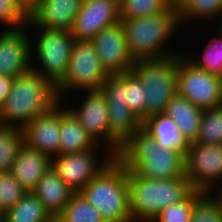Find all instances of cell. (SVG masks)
<instances>
[{"instance_id": "obj_3", "label": "cell", "mask_w": 222, "mask_h": 222, "mask_svg": "<svg viewBox=\"0 0 222 222\" xmlns=\"http://www.w3.org/2000/svg\"><path fill=\"white\" fill-rule=\"evenodd\" d=\"M120 22L130 55L135 61L160 59L179 53L166 46L181 26L175 8L158 15L122 19Z\"/></svg>"}, {"instance_id": "obj_15", "label": "cell", "mask_w": 222, "mask_h": 222, "mask_svg": "<svg viewBox=\"0 0 222 222\" xmlns=\"http://www.w3.org/2000/svg\"><path fill=\"white\" fill-rule=\"evenodd\" d=\"M26 29V31L24 30ZM30 29L4 30L0 33V75L16 78L31 70Z\"/></svg>"}, {"instance_id": "obj_20", "label": "cell", "mask_w": 222, "mask_h": 222, "mask_svg": "<svg viewBox=\"0 0 222 222\" xmlns=\"http://www.w3.org/2000/svg\"><path fill=\"white\" fill-rule=\"evenodd\" d=\"M203 112L204 109L176 93L167 104L164 114L173 119L182 137L189 144L198 137Z\"/></svg>"}, {"instance_id": "obj_39", "label": "cell", "mask_w": 222, "mask_h": 222, "mask_svg": "<svg viewBox=\"0 0 222 222\" xmlns=\"http://www.w3.org/2000/svg\"><path fill=\"white\" fill-rule=\"evenodd\" d=\"M170 7H173L177 9L183 2L184 0H165Z\"/></svg>"}, {"instance_id": "obj_27", "label": "cell", "mask_w": 222, "mask_h": 222, "mask_svg": "<svg viewBox=\"0 0 222 222\" xmlns=\"http://www.w3.org/2000/svg\"><path fill=\"white\" fill-rule=\"evenodd\" d=\"M24 144L23 129L0 125V172H9L20 147Z\"/></svg>"}, {"instance_id": "obj_6", "label": "cell", "mask_w": 222, "mask_h": 222, "mask_svg": "<svg viewBox=\"0 0 222 222\" xmlns=\"http://www.w3.org/2000/svg\"><path fill=\"white\" fill-rule=\"evenodd\" d=\"M178 53L160 59L137 60L132 72L146 93L145 120L164 114L169 101L177 93Z\"/></svg>"}, {"instance_id": "obj_37", "label": "cell", "mask_w": 222, "mask_h": 222, "mask_svg": "<svg viewBox=\"0 0 222 222\" xmlns=\"http://www.w3.org/2000/svg\"><path fill=\"white\" fill-rule=\"evenodd\" d=\"M13 82V77L0 75V106L4 103V101L11 93Z\"/></svg>"}, {"instance_id": "obj_8", "label": "cell", "mask_w": 222, "mask_h": 222, "mask_svg": "<svg viewBox=\"0 0 222 222\" xmlns=\"http://www.w3.org/2000/svg\"><path fill=\"white\" fill-rule=\"evenodd\" d=\"M108 75L92 42L75 41L65 76L56 86L59 101L67 99L66 95L72 91L100 90Z\"/></svg>"}, {"instance_id": "obj_29", "label": "cell", "mask_w": 222, "mask_h": 222, "mask_svg": "<svg viewBox=\"0 0 222 222\" xmlns=\"http://www.w3.org/2000/svg\"><path fill=\"white\" fill-rule=\"evenodd\" d=\"M195 143L222 144V105L204 109Z\"/></svg>"}, {"instance_id": "obj_12", "label": "cell", "mask_w": 222, "mask_h": 222, "mask_svg": "<svg viewBox=\"0 0 222 222\" xmlns=\"http://www.w3.org/2000/svg\"><path fill=\"white\" fill-rule=\"evenodd\" d=\"M91 42L108 74L132 70L135 60L130 55L121 22L101 30Z\"/></svg>"}, {"instance_id": "obj_14", "label": "cell", "mask_w": 222, "mask_h": 222, "mask_svg": "<svg viewBox=\"0 0 222 222\" xmlns=\"http://www.w3.org/2000/svg\"><path fill=\"white\" fill-rule=\"evenodd\" d=\"M118 22L119 5L114 0H82L70 32L75 41H91L101 30Z\"/></svg>"}, {"instance_id": "obj_30", "label": "cell", "mask_w": 222, "mask_h": 222, "mask_svg": "<svg viewBox=\"0 0 222 222\" xmlns=\"http://www.w3.org/2000/svg\"><path fill=\"white\" fill-rule=\"evenodd\" d=\"M204 194L192 190L183 200L162 209L153 222H190L194 205Z\"/></svg>"}, {"instance_id": "obj_19", "label": "cell", "mask_w": 222, "mask_h": 222, "mask_svg": "<svg viewBox=\"0 0 222 222\" xmlns=\"http://www.w3.org/2000/svg\"><path fill=\"white\" fill-rule=\"evenodd\" d=\"M32 192L43 203L52 218H57L62 213L75 194L52 166L41 177Z\"/></svg>"}, {"instance_id": "obj_26", "label": "cell", "mask_w": 222, "mask_h": 222, "mask_svg": "<svg viewBox=\"0 0 222 222\" xmlns=\"http://www.w3.org/2000/svg\"><path fill=\"white\" fill-rule=\"evenodd\" d=\"M207 43L201 55L196 56L194 53L197 52L194 51L193 53L186 52L183 56L195 67L222 78V37L213 36Z\"/></svg>"}, {"instance_id": "obj_41", "label": "cell", "mask_w": 222, "mask_h": 222, "mask_svg": "<svg viewBox=\"0 0 222 222\" xmlns=\"http://www.w3.org/2000/svg\"><path fill=\"white\" fill-rule=\"evenodd\" d=\"M220 18L222 17V14L219 16ZM219 28H216V30L217 29H219V30H217V33H218V35H220L221 37H222V18L220 19V22H219V26H218Z\"/></svg>"}, {"instance_id": "obj_1", "label": "cell", "mask_w": 222, "mask_h": 222, "mask_svg": "<svg viewBox=\"0 0 222 222\" xmlns=\"http://www.w3.org/2000/svg\"><path fill=\"white\" fill-rule=\"evenodd\" d=\"M117 158L127 170L149 179L185 176V154L173 148L160 147L143 128L122 146Z\"/></svg>"}, {"instance_id": "obj_13", "label": "cell", "mask_w": 222, "mask_h": 222, "mask_svg": "<svg viewBox=\"0 0 222 222\" xmlns=\"http://www.w3.org/2000/svg\"><path fill=\"white\" fill-rule=\"evenodd\" d=\"M84 99L81 106H70L68 109L79 120L83 129L96 145H103L109 152V114L108 101L100 90L84 91Z\"/></svg>"}, {"instance_id": "obj_35", "label": "cell", "mask_w": 222, "mask_h": 222, "mask_svg": "<svg viewBox=\"0 0 222 222\" xmlns=\"http://www.w3.org/2000/svg\"><path fill=\"white\" fill-rule=\"evenodd\" d=\"M28 22L29 14L17 0H0V23L7 26L6 30L27 27Z\"/></svg>"}, {"instance_id": "obj_33", "label": "cell", "mask_w": 222, "mask_h": 222, "mask_svg": "<svg viewBox=\"0 0 222 222\" xmlns=\"http://www.w3.org/2000/svg\"><path fill=\"white\" fill-rule=\"evenodd\" d=\"M145 96V90L137 76L132 71L126 72V102L142 123L145 121Z\"/></svg>"}, {"instance_id": "obj_44", "label": "cell", "mask_w": 222, "mask_h": 222, "mask_svg": "<svg viewBox=\"0 0 222 222\" xmlns=\"http://www.w3.org/2000/svg\"><path fill=\"white\" fill-rule=\"evenodd\" d=\"M49 222H57L56 218H52Z\"/></svg>"}, {"instance_id": "obj_24", "label": "cell", "mask_w": 222, "mask_h": 222, "mask_svg": "<svg viewBox=\"0 0 222 222\" xmlns=\"http://www.w3.org/2000/svg\"><path fill=\"white\" fill-rule=\"evenodd\" d=\"M51 215L36 195L29 191L6 212V222H49Z\"/></svg>"}, {"instance_id": "obj_2", "label": "cell", "mask_w": 222, "mask_h": 222, "mask_svg": "<svg viewBox=\"0 0 222 222\" xmlns=\"http://www.w3.org/2000/svg\"><path fill=\"white\" fill-rule=\"evenodd\" d=\"M59 102L56 87L30 70L14 78L11 93L0 106V125L23 128Z\"/></svg>"}, {"instance_id": "obj_28", "label": "cell", "mask_w": 222, "mask_h": 222, "mask_svg": "<svg viewBox=\"0 0 222 222\" xmlns=\"http://www.w3.org/2000/svg\"><path fill=\"white\" fill-rule=\"evenodd\" d=\"M57 222H106L99 211L88 203L80 193H75L70 202L56 218Z\"/></svg>"}, {"instance_id": "obj_16", "label": "cell", "mask_w": 222, "mask_h": 222, "mask_svg": "<svg viewBox=\"0 0 222 222\" xmlns=\"http://www.w3.org/2000/svg\"><path fill=\"white\" fill-rule=\"evenodd\" d=\"M24 144L48 155H59L60 148V102L49 112L35 117L23 128Z\"/></svg>"}, {"instance_id": "obj_11", "label": "cell", "mask_w": 222, "mask_h": 222, "mask_svg": "<svg viewBox=\"0 0 222 222\" xmlns=\"http://www.w3.org/2000/svg\"><path fill=\"white\" fill-rule=\"evenodd\" d=\"M97 148L101 150L103 146L96 145L91 150L59 154L52 158L53 169L75 193H79L115 157L107 153L100 159Z\"/></svg>"}, {"instance_id": "obj_17", "label": "cell", "mask_w": 222, "mask_h": 222, "mask_svg": "<svg viewBox=\"0 0 222 222\" xmlns=\"http://www.w3.org/2000/svg\"><path fill=\"white\" fill-rule=\"evenodd\" d=\"M81 3L82 0H41L30 13L29 20L36 27L70 31Z\"/></svg>"}, {"instance_id": "obj_38", "label": "cell", "mask_w": 222, "mask_h": 222, "mask_svg": "<svg viewBox=\"0 0 222 222\" xmlns=\"http://www.w3.org/2000/svg\"><path fill=\"white\" fill-rule=\"evenodd\" d=\"M17 2L30 15V13L40 4L41 0H17Z\"/></svg>"}, {"instance_id": "obj_36", "label": "cell", "mask_w": 222, "mask_h": 222, "mask_svg": "<svg viewBox=\"0 0 222 222\" xmlns=\"http://www.w3.org/2000/svg\"><path fill=\"white\" fill-rule=\"evenodd\" d=\"M101 90L107 98L108 107H128L126 102V72L109 74Z\"/></svg>"}, {"instance_id": "obj_25", "label": "cell", "mask_w": 222, "mask_h": 222, "mask_svg": "<svg viewBox=\"0 0 222 222\" xmlns=\"http://www.w3.org/2000/svg\"><path fill=\"white\" fill-rule=\"evenodd\" d=\"M176 10L178 12L181 27H183L182 24H184L185 21L189 23V21H197L198 18L203 21L208 19L210 22H213L214 19L217 20L222 14V1L184 0V2Z\"/></svg>"}, {"instance_id": "obj_9", "label": "cell", "mask_w": 222, "mask_h": 222, "mask_svg": "<svg viewBox=\"0 0 222 222\" xmlns=\"http://www.w3.org/2000/svg\"><path fill=\"white\" fill-rule=\"evenodd\" d=\"M185 176L193 190L212 194L216 188H221L222 144L189 143L185 154Z\"/></svg>"}, {"instance_id": "obj_5", "label": "cell", "mask_w": 222, "mask_h": 222, "mask_svg": "<svg viewBox=\"0 0 222 222\" xmlns=\"http://www.w3.org/2000/svg\"><path fill=\"white\" fill-rule=\"evenodd\" d=\"M132 222H153L162 209L183 200L193 189L186 176L149 179L128 170Z\"/></svg>"}, {"instance_id": "obj_18", "label": "cell", "mask_w": 222, "mask_h": 222, "mask_svg": "<svg viewBox=\"0 0 222 222\" xmlns=\"http://www.w3.org/2000/svg\"><path fill=\"white\" fill-rule=\"evenodd\" d=\"M51 166L52 159L48 155L23 144L9 172L29 192Z\"/></svg>"}, {"instance_id": "obj_10", "label": "cell", "mask_w": 222, "mask_h": 222, "mask_svg": "<svg viewBox=\"0 0 222 222\" xmlns=\"http://www.w3.org/2000/svg\"><path fill=\"white\" fill-rule=\"evenodd\" d=\"M177 93L201 109L221 105L222 78L195 67L183 54L178 58Z\"/></svg>"}, {"instance_id": "obj_21", "label": "cell", "mask_w": 222, "mask_h": 222, "mask_svg": "<svg viewBox=\"0 0 222 222\" xmlns=\"http://www.w3.org/2000/svg\"><path fill=\"white\" fill-rule=\"evenodd\" d=\"M60 102L59 154H72L93 149L96 144L88 136L75 115ZM67 107V108H66Z\"/></svg>"}, {"instance_id": "obj_34", "label": "cell", "mask_w": 222, "mask_h": 222, "mask_svg": "<svg viewBox=\"0 0 222 222\" xmlns=\"http://www.w3.org/2000/svg\"><path fill=\"white\" fill-rule=\"evenodd\" d=\"M28 191L10 172L0 173V212L11 209Z\"/></svg>"}, {"instance_id": "obj_32", "label": "cell", "mask_w": 222, "mask_h": 222, "mask_svg": "<svg viewBox=\"0 0 222 222\" xmlns=\"http://www.w3.org/2000/svg\"><path fill=\"white\" fill-rule=\"evenodd\" d=\"M213 193H205L194 205L190 222H222V204Z\"/></svg>"}, {"instance_id": "obj_4", "label": "cell", "mask_w": 222, "mask_h": 222, "mask_svg": "<svg viewBox=\"0 0 222 222\" xmlns=\"http://www.w3.org/2000/svg\"><path fill=\"white\" fill-rule=\"evenodd\" d=\"M106 222H132L128 170L114 157L80 192Z\"/></svg>"}, {"instance_id": "obj_43", "label": "cell", "mask_w": 222, "mask_h": 222, "mask_svg": "<svg viewBox=\"0 0 222 222\" xmlns=\"http://www.w3.org/2000/svg\"><path fill=\"white\" fill-rule=\"evenodd\" d=\"M119 6L124 0H114Z\"/></svg>"}, {"instance_id": "obj_7", "label": "cell", "mask_w": 222, "mask_h": 222, "mask_svg": "<svg viewBox=\"0 0 222 222\" xmlns=\"http://www.w3.org/2000/svg\"><path fill=\"white\" fill-rule=\"evenodd\" d=\"M26 26H32L39 31L35 34L36 39L30 38L31 59L35 58L31 63V70L56 87L65 76L75 39L70 31L36 27L30 20Z\"/></svg>"}, {"instance_id": "obj_22", "label": "cell", "mask_w": 222, "mask_h": 222, "mask_svg": "<svg viewBox=\"0 0 222 222\" xmlns=\"http://www.w3.org/2000/svg\"><path fill=\"white\" fill-rule=\"evenodd\" d=\"M109 152L117 157L122 146L142 128V122L129 107H108Z\"/></svg>"}, {"instance_id": "obj_42", "label": "cell", "mask_w": 222, "mask_h": 222, "mask_svg": "<svg viewBox=\"0 0 222 222\" xmlns=\"http://www.w3.org/2000/svg\"><path fill=\"white\" fill-rule=\"evenodd\" d=\"M0 222H6V213L0 212Z\"/></svg>"}, {"instance_id": "obj_40", "label": "cell", "mask_w": 222, "mask_h": 222, "mask_svg": "<svg viewBox=\"0 0 222 222\" xmlns=\"http://www.w3.org/2000/svg\"><path fill=\"white\" fill-rule=\"evenodd\" d=\"M216 193H217V194H215L216 198H217V199L221 202V204H222V187L216 189Z\"/></svg>"}, {"instance_id": "obj_31", "label": "cell", "mask_w": 222, "mask_h": 222, "mask_svg": "<svg viewBox=\"0 0 222 222\" xmlns=\"http://www.w3.org/2000/svg\"><path fill=\"white\" fill-rule=\"evenodd\" d=\"M170 8L165 0H124L119 6L120 21L158 15Z\"/></svg>"}, {"instance_id": "obj_23", "label": "cell", "mask_w": 222, "mask_h": 222, "mask_svg": "<svg viewBox=\"0 0 222 222\" xmlns=\"http://www.w3.org/2000/svg\"><path fill=\"white\" fill-rule=\"evenodd\" d=\"M142 128L155 138L160 147L173 148L186 154L188 143L171 117L165 114L150 117L142 123Z\"/></svg>"}]
</instances>
